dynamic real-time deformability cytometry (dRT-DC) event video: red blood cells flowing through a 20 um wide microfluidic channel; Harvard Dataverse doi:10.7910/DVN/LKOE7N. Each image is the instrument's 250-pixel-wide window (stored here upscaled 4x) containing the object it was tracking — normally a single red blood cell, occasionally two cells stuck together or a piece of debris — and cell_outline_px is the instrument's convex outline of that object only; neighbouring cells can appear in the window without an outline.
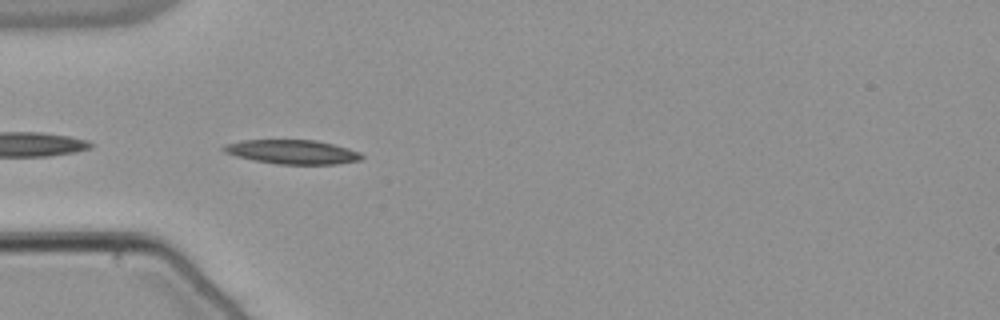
{"species": "common noctule bat (a hibernating species)", "species_latin": "Nyctalus noctula", "temperature_condition": "warm", "stored_images_in_passage": 4, "camera_frame_rate_fps": 3000, "um_per_image_px": 0.085, "animal": {"sex": "male", "body_mass_g": 21.5, "forearm_length_mm": 52.0}, "frame": {"image": 1, "passage_image": 2, "time_ms": 0.333, "image_size_px": [1000, 320], "cell_outline_px": [[364, 156], [360, 160], [336, 164], [276, 164], [236, 156], [224, 152], [220, 148], [224, 144], [244, 140], [316, 140], [348, 148], [360, 152]], "centroid_in_image_um": [24.84, 12.91], "position_along_channel_um": 60.2, "area_um2": 19.36}}